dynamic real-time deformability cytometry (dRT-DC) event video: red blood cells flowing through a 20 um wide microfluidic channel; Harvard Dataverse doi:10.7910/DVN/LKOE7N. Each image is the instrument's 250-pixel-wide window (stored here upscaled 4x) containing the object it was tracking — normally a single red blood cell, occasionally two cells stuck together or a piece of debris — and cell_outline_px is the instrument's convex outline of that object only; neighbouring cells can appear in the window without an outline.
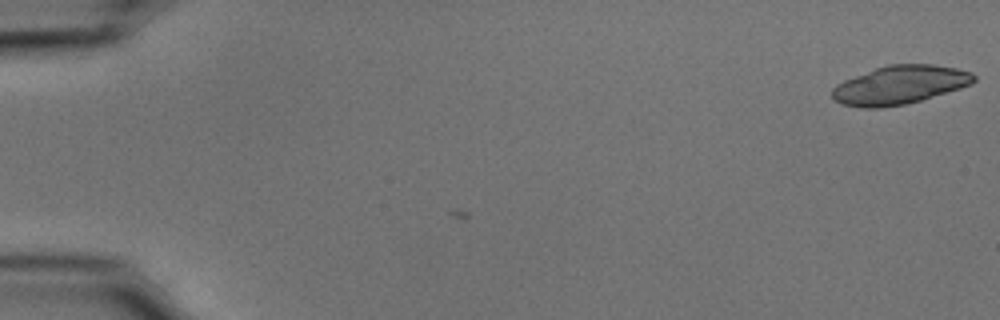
{"species": "common noctule bat (a hibernating species)", "species_latin": "Nyctalus noctula", "temperature_condition": "cold", "stored_images_in_passage": 7, "camera_frame_rate_fps": 3000, "um_per_image_px": 0.085, "animal": {"sex": "male", "body_mass_g": 15.6}, "frame": {"image": 1, "passage_image": 7, "time_ms": 2.0, "image_size_px": [1000, 320], "cell_outline_px": [[976, 80], [972, 84], [960, 88], [920, 100], [904, 104], [880, 108], [864, 108], [840, 104], [832, 96], [832, 88], [836, 84], [844, 80], [876, 68], [888, 64], [932, 64], [956, 68], [972, 72], [976, 76]], "centroid_in_image_um": [76.48, 7.22], "position_along_channel_um": 8.5, "area_um2": 31.73}}